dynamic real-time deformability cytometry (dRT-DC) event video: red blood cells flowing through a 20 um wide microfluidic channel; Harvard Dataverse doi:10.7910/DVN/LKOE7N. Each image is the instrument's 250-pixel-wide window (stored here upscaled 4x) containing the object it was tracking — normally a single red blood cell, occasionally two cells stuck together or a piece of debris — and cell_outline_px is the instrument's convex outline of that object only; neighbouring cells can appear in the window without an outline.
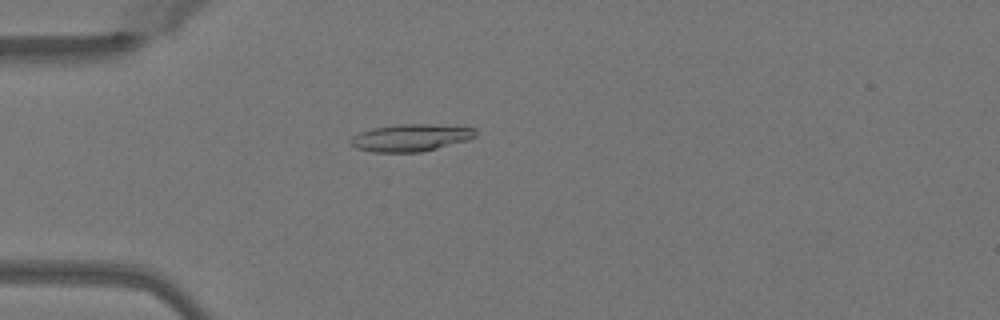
{"species": "Egyptian fruit bat (a non-hibernating species)", "species_latin": "Rousettus aegyptiacus", "temperature_condition": "warm", "stored_images_in_passage": 50, "camera_frame_rate_fps": 3000, "um_per_image_px": 0.085, "animal": {"sex": "female"}, "frame": {"image": 1, "passage_image": 14, "time_ms": 4.333, "image_size_px": [1000, 320], "cell_outline_px": [[476, 136], [468, 140], [420, 152], [372, 152], [356, 148], [348, 140], [352, 136], [360, 132], [372, 128], [396, 124], [428, 124], [476, 128]], "centroid_in_image_um": [34.88, 11.7], "position_along_channel_um": 50.1, "area_um2": 19.77}}
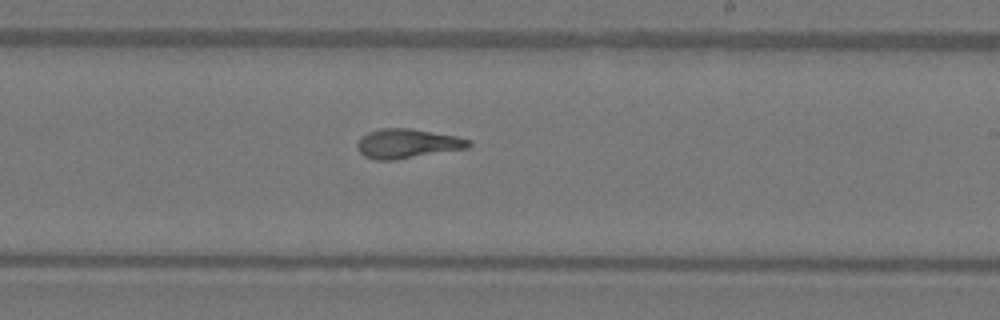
{"frame": {"image": 2, "passage_image": 30, "time_ms": 9.667, "image_size_px": [1000, 320], "cell_outline_px": [[472, 144], [468, 148], [396, 160], [376, 160], [364, 156], [356, 148], [356, 144], [368, 132], [380, 128], [412, 128], [456, 136], [472, 140]], "centroid_in_image_um": [34.65, 12.21], "position_along_channel_um": 254.4, "area_um2": 19.19}}
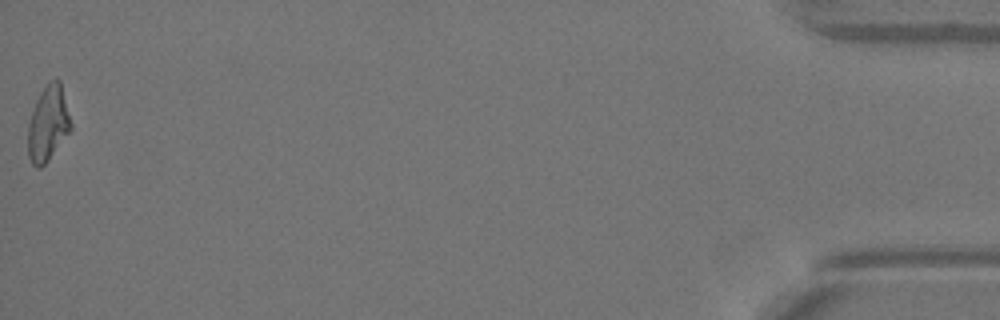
{"frame": {"image": 3, "passage_image": 50, "time_ms": 16.333, "image_size_px": [1000, 320], "cell_outline_px": [[72, 128], [48, 160], [40, 168], [36, 168], [32, 164], [28, 156], [28, 124], [36, 100], [40, 92], [52, 80], [60, 80], [72, 124]], "centroid_in_image_um": [4.08, 10.53], "position_along_channel_um": 431.1, "area_um2": 18.55}, "authors_computed_cell_mechanics": {"area_um2": 18.9584, "velocity_mm_per_s": 4.0796, "shape_relaxation_time_tau1_ms": 7.3313, "shape_relaxation_time_tau2_ms": 2.0559, "deformation_change_tau1": 0.2351, "deformation_change_tau2": 0.0977}}